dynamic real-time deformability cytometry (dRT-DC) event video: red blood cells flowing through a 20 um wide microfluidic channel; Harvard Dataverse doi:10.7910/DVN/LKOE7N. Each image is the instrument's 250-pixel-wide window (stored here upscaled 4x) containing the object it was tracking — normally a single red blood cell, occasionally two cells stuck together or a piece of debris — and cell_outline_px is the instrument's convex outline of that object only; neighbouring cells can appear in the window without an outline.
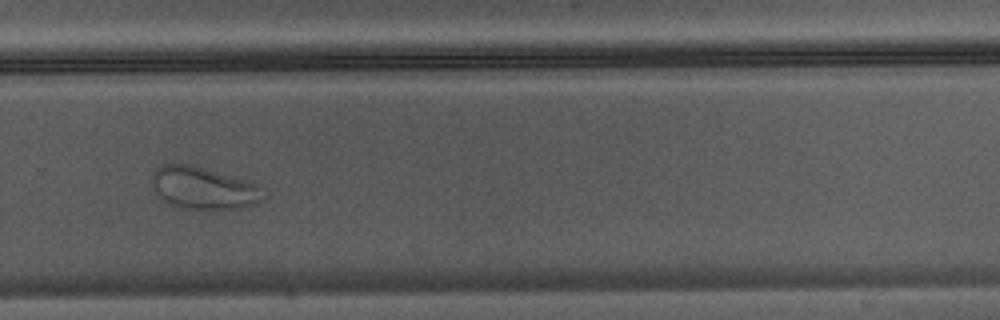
{"species": "Egyptian fruit bat (a non-hibernating species)", "species_latin": "Rousettus aegyptiacus", "temperature_condition": "warm", "stored_images_in_passage": 35, "camera_frame_rate_fps": 3000, "um_per_image_px": 0.085, "animal": {"sex": "male"}, "frame": {"image": 1, "passage_image": 25, "time_ms": 8.0, "image_size_px": [1000, 320], "cell_outline_px": [[264, 200], [256, 204], [216, 212], [184, 208], [168, 204], [152, 188], [152, 172], [156, 168], [164, 164], [192, 164], [260, 184], [264, 188]], "centroid_in_image_um": [17.34, 16.01], "position_along_channel_um": 312.5, "area_um2": 28.26}}